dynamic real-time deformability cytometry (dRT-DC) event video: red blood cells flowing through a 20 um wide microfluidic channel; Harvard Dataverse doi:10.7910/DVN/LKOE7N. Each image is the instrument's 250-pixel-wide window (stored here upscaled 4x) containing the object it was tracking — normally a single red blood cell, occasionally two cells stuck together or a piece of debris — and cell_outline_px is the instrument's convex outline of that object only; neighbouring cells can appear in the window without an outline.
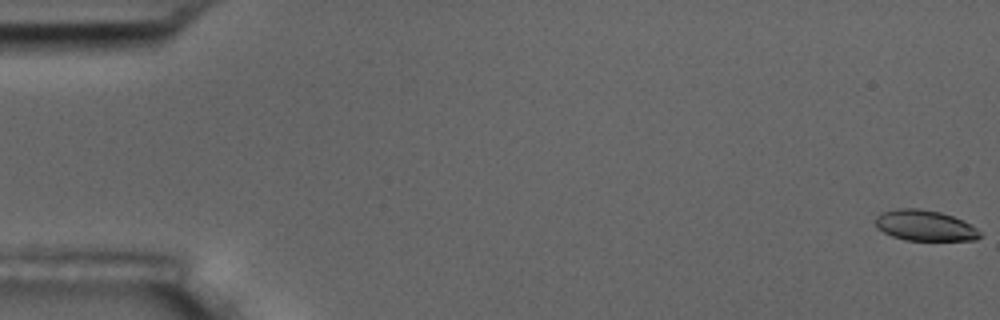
{"species": "common noctule bat (a hibernating species)", "species_latin": "Nyctalus noctula", "temperature_condition": "room temperature", "stored_images_in_passage": 58, "camera_frame_rate_fps": 3000, "um_per_image_px": 0.085, "animal": {"sex": "male", "body_mass_g": 17.5, "forearm_length_mm": 52.3}, "frame": {"image": 1, "passage_image": 1, "time_ms": 0.0, "image_size_px": [1000, 320], "cell_outline_px": [[980, 236], [976, 240], [904, 240], [892, 236], [876, 228], [876, 216], [880, 212], [896, 208], [920, 208], [940, 212], [952, 216], [976, 228], [980, 232]], "centroid_in_image_um": [78.55, 19.16], "position_along_channel_um": 6.4, "area_um2": 18.61}}
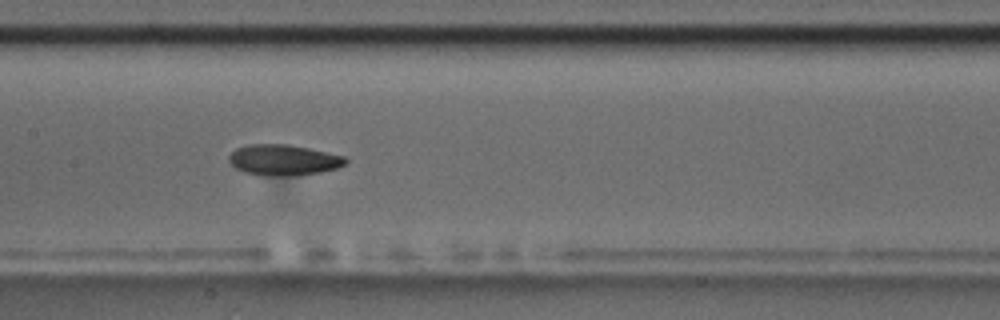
{"frame": {"image": 2, "passage_image": 29, "time_ms": 9.333, "image_size_px": [1000, 320], "cell_outline_px": [[348, 160], [344, 164], [336, 168], [320, 172], [296, 176], [268, 176], [244, 172], [236, 168], [228, 160], [228, 156], [236, 148], [248, 144], [288, 144], [308, 148], [344, 156]], "centroid_in_image_um": [24.07, 13.6], "position_along_channel_um": 183.3, "area_um2": 20.92}}
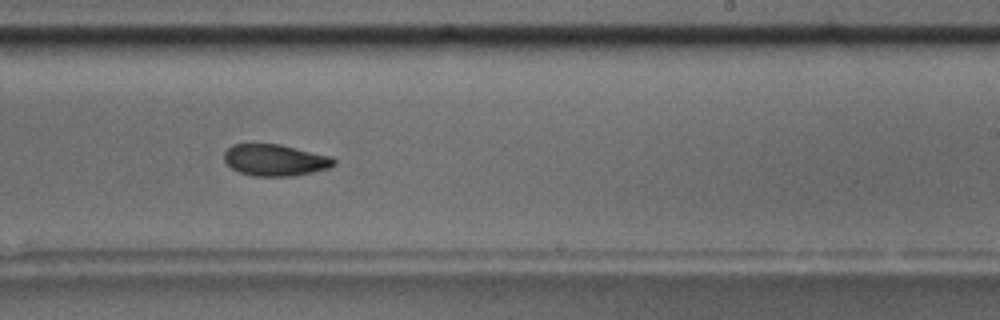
{"frame": {"image": 3, "passage_image": 36, "time_ms": 11.667, "image_size_px": [1000, 320], "cell_outline_px": [[336, 164], [328, 168], [312, 172], [292, 176], [252, 176], [240, 172], [232, 168], [224, 160], [224, 152], [232, 144], [280, 144], [332, 156], [336, 160]], "centroid_in_image_um": [23.4, 13.6], "position_along_channel_um": 265.6, "area_um2": 20.23}, "authors_computed_cell_mechanics": {"area_um2": 20.6924, "velocity_mm_per_s": 3.5417, "shape_relaxation_time_tau1_ms": 4.479, "shape_relaxation_time_tau2_ms": 4.7143, "deformation_change_tau1": 0.1265, "deformation_change_tau2": 0.0816}}